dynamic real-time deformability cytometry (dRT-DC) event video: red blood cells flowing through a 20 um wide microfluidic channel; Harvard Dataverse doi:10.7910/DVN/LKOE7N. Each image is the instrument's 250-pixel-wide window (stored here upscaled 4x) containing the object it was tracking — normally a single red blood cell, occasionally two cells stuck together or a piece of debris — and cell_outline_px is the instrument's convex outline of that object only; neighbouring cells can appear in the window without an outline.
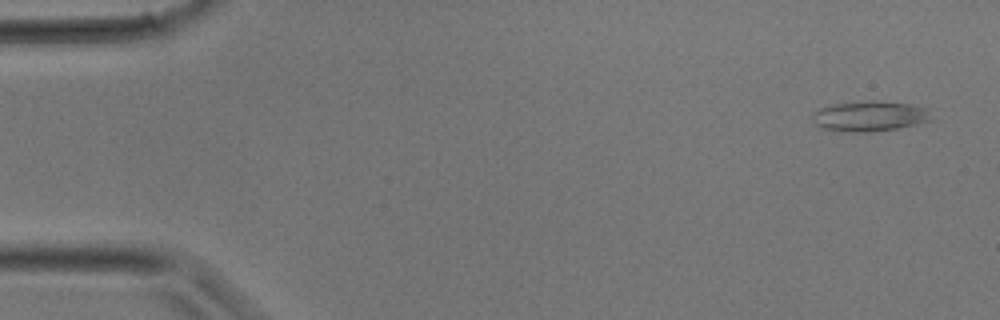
{"species": "common noctule bat (a hibernating species)", "species_latin": "Nyctalus noctula", "temperature_condition": "room temperature", "stored_images_in_passage": 31, "camera_frame_rate_fps": 3000, "um_per_image_px": 0.085, "animal": {"sex": "male", "body_mass_g": 17.9}, "frame": {"image": 1, "passage_image": 1, "time_ms": 0.0, "image_size_px": [1000, 320], "cell_outline_px": [[932, 120], [916, 124], [896, 128], [872, 132], [848, 132], [820, 128], [812, 120], [812, 112], [820, 108], [832, 104], [872, 100], [876, 100], [912, 104], [928, 108]], "centroid_in_image_um": [73.91, 9.87], "position_along_channel_um": 11.1, "area_um2": 21.21}}
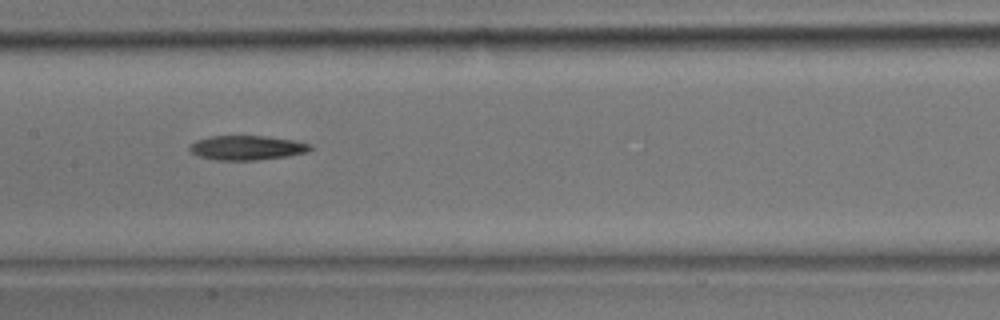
{"frame": {"image": 2, "passage_image": 15, "time_ms": 4.667, "image_size_px": [1000, 320], "cell_outline_px": [[312, 148], [308, 152], [288, 156], [256, 160], [216, 160], [200, 156], [192, 152], [188, 148], [188, 144], [196, 140], [208, 136], [268, 136], [296, 140], [312, 144]], "centroid_in_image_um": [21.01, 12.55], "position_along_channel_um": 186.4, "area_um2": 17.4}}
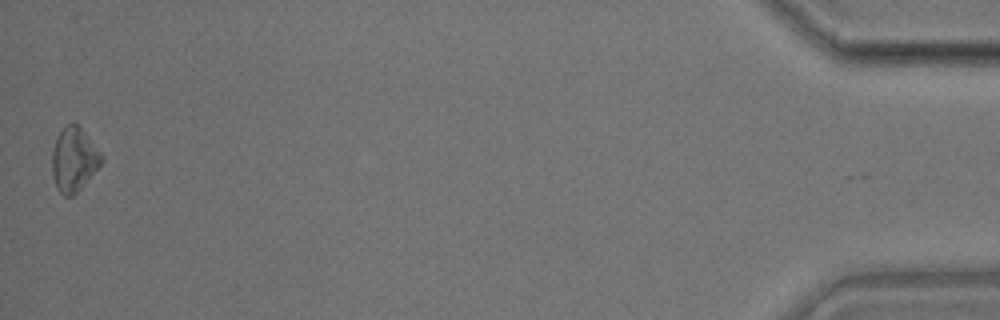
{"frame": {"image": 3, "passage_image": 31, "time_ms": 10.0, "image_size_px": [1000, 320], "cell_outline_px": [[104, 160], [80, 188], [72, 196], [64, 196], [56, 188], [52, 176], [52, 152], [56, 136], [72, 120], [84, 132], [104, 156]], "centroid_in_image_um": [6.26, 13.55], "position_along_channel_um": 428.9, "area_um2": 18.26}}